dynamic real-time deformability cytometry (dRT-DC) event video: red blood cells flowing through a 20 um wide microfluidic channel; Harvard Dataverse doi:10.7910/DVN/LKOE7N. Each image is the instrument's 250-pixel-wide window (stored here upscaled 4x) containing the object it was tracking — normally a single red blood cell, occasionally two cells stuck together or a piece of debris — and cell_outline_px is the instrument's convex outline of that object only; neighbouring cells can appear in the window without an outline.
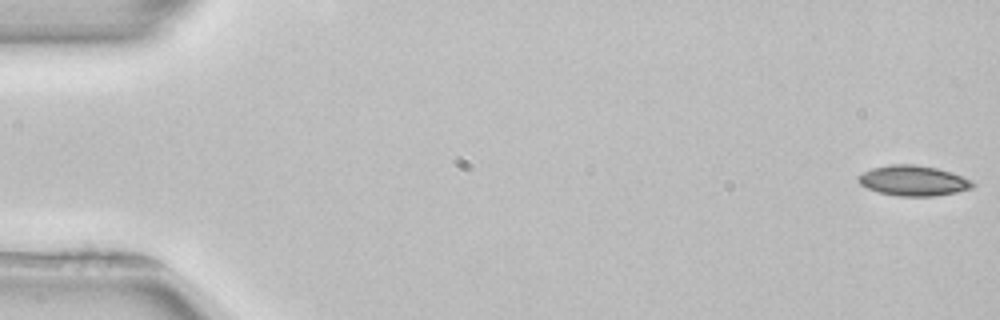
{"species": "common noctule bat (a hibernating species)", "species_latin": "Nyctalus noctula", "temperature_condition": "room temperature", "stored_images_in_passage": 53, "camera_frame_rate_fps": 3000, "um_per_image_px": 0.085, "animal": {"sex": "female", "body_mass_g": 22.7, "forearm_length_mm": 54.2}, "frame": {"image": 1, "passage_image": 1, "time_ms": 0.0, "image_size_px": [1000, 320], "cell_outline_px": [[976, 184], [972, 188], [956, 192], [932, 196], [900, 196], [880, 192], [868, 188], [860, 184], [856, 176], [872, 168], [888, 164], [916, 164], [936, 168], [972, 180]], "centroid_in_image_um": [77.61, 15.35], "position_along_channel_um": 7.4, "area_um2": 20.0}}
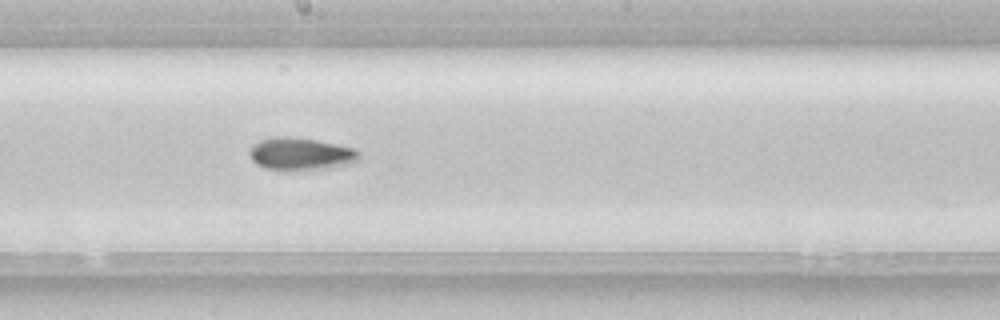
{"frame": {"image": 2, "passage_image": 29, "time_ms": 9.333, "image_size_px": [1000, 320], "cell_outline_px": [[360, 160], [352, 164], [328, 168], [264, 168], [256, 164], [252, 160], [248, 152], [252, 144], [260, 140], [276, 136], [292, 136], [316, 140], [336, 144], [352, 148], [360, 152]], "centroid_in_image_um": [25.57, 13.05], "position_along_channel_um": 222.6, "area_um2": 20.46}}
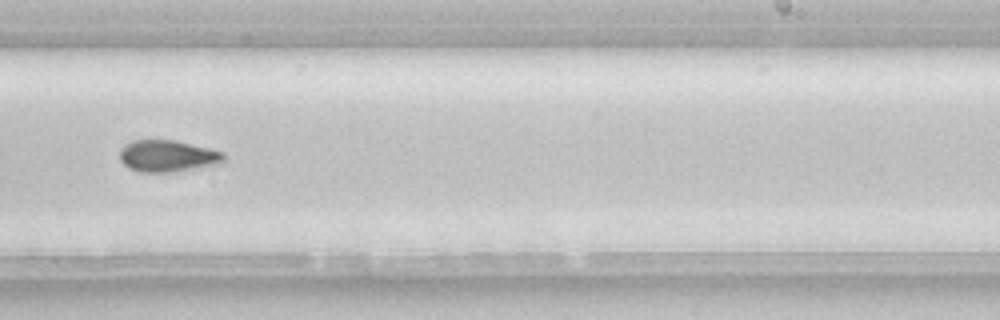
{"frame": {"image": 3, "passage_image": 33, "time_ms": 10.667, "image_size_px": [1000, 320], "cell_outline_px": [[224, 160], [220, 164], [172, 172], [140, 172], [128, 168], [120, 160], [120, 148], [124, 144], [132, 140], [176, 140], [224, 152]], "centroid_in_image_um": [14.22, 13.26], "position_along_channel_um": 274.8, "area_um2": 19.36}}